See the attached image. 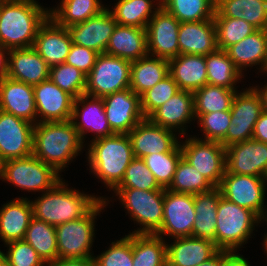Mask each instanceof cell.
Here are the masks:
<instances>
[{
    "instance_id": "cell-1",
    "label": "cell",
    "mask_w": 267,
    "mask_h": 266,
    "mask_svg": "<svg viewBox=\"0 0 267 266\" xmlns=\"http://www.w3.org/2000/svg\"><path fill=\"white\" fill-rule=\"evenodd\" d=\"M49 9L36 0H4L0 3V46L7 50L33 47Z\"/></svg>"
},
{
    "instance_id": "cell-2",
    "label": "cell",
    "mask_w": 267,
    "mask_h": 266,
    "mask_svg": "<svg viewBox=\"0 0 267 266\" xmlns=\"http://www.w3.org/2000/svg\"><path fill=\"white\" fill-rule=\"evenodd\" d=\"M83 144L71 120L34 124L32 154L59 174L82 152Z\"/></svg>"
},
{
    "instance_id": "cell-3",
    "label": "cell",
    "mask_w": 267,
    "mask_h": 266,
    "mask_svg": "<svg viewBox=\"0 0 267 266\" xmlns=\"http://www.w3.org/2000/svg\"><path fill=\"white\" fill-rule=\"evenodd\" d=\"M61 180L54 188L30 200L33 217L52 226H57L87 215L103 196L89 195L79 190L68 188Z\"/></svg>"
},
{
    "instance_id": "cell-4",
    "label": "cell",
    "mask_w": 267,
    "mask_h": 266,
    "mask_svg": "<svg viewBox=\"0 0 267 266\" xmlns=\"http://www.w3.org/2000/svg\"><path fill=\"white\" fill-rule=\"evenodd\" d=\"M86 155L89 172L100 179L110 191L123 180L126 168L135 158L128 134H113L90 140Z\"/></svg>"
},
{
    "instance_id": "cell-5",
    "label": "cell",
    "mask_w": 267,
    "mask_h": 266,
    "mask_svg": "<svg viewBox=\"0 0 267 266\" xmlns=\"http://www.w3.org/2000/svg\"><path fill=\"white\" fill-rule=\"evenodd\" d=\"M260 218L251 210L220 197L217 216L215 246L219 250L237 251L251 238Z\"/></svg>"
},
{
    "instance_id": "cell-6",
    "label": "cell",
    "mask_w": 267,
    "mask_h": 266,
    "mask_svg": "<svg viewBox=\"0 0 267 266\" xmlns=\"http://www.w3.org/2000/svg\"><path fill=\"white\" fill-rule=\"evenodd\" d=\"M109 204L102 199L87 215L55 226L59 259H85L94 257L95 220Z\"/></svg>"
},
{
    "instance_id": "cell-7",
    "label": "cell",
    "mask_w": 267,
    "mask_h": 266,
    "mask_svg": "<svg viewBox=\"0 0 267 266\" xmlns=\"http://www.w3.org/2000/svg\"><path fill=\"white\" fill-rule=\"evenodd\" d=\"M114 195L140 227L134 234H156L162 225L164 190H141L135 188H115Z\"/></svg>"
},
{
    "instance_id": "cell-8",
    "label": "cell",
    "mask_w": 267,
    "mask_h": 266,
    "mask_svg": "<svg viewBox=\"0 0 267 266\" xmlns=\"http://www.w3.org/2000/svg\"><path fill=\"white\" fill-rule=\"evenodd\" d=\"M63 178L51 166L33 154L4 162L1 180L28 192H46Z\"/></svg>"
},
{
    "instance_id": "cell-9",
    "label": "cell",
    "mask_w": 267,
    "mask_h": 266,
    "mask_svg": "<svg viewBox=\"0 0 267 266\" xmlns=\"http://www.w3.org/2000/svg\"><path fill=\"white\" fill-rule=\"evenodd\" d=\"M131 63L126 59L100 53L86 76L85 94L102 98L130 88Z\"/></svg>"
},
{
    "instance_id": "cell-10",
    "label": "cell",
    "mask_w": 267,
    "mask_h": 266,
    "mask_svg": "<svg viewBox=\"0 0 267 266\" xmlns=\"http://www.w3.org/2000/svg\"><path fill=\"white\" fill-rule=\"evenodd\" d=\"M182 157L214 186L219 187L226 171V148L217 141L195 135L179 142Z\"/></svg>"
},
{
    "instance_id": "cell-11",
    "label": "cell",
    "mask_w": 267,
    "mask_h": 266,
    "mask_svg": "<svg viewBox=\"0 0 267 266\" xmlns=\"http://www.w3.org/2000/svg\"><path fill=\"white\" fill-rule=\"evenodd\" d=\"M263 111L259 93L252 86L236 92L231 105V124L220 143L226 148L252 139L254 127Z\"/></svg>"
},
{
    "instance_id": "cell-12",
    "label": "cell",
    "mask_w": 267,
    "mask_h": 266,
    "mask_svg": "<svg viewBox=\"0 0 267 266\" xmlns=\"http://www.w3.org/2000/svg\"><path fill=\"white\" fill-rule=\"evenodd\" d=\"M266 183L267 179L263 177L225 171L218 188L225 199L253 211L260 218L266 208L264 205Z\"/></svg>"
},
{
    "instance_id": "cell-13",
    "label": "cell",
    "mask_w": 267,
    "mask_h": 266,
    "mask_svg": "<svg viewBox=\"0 0 267 266\" xmlns=\"http://www.w3.org/2000/svg\"><path fill=\"white\" fill-rule=\"evenodd\" d=\"M194 195L164 190L163 220L156 235L172 238L192 236Z\"/></svg>"
},
{
    "instance_id": "cell-14",
    "label": "cell",
    "mask_w": 267,
    "mask_h": 266,
    "mask_svg": "<svg viewBox=\"0 0 267 266\" xmlns=\"http://www.w3.org/2000/svg\"><path fill=\"white\" fill-rule=\"evenodd\" d=\"M179 27L178 19L162 6L159 7L146 27L148 54L167 60L177 57Z\"/></svg>"
},
{
    "instance_id": "cell-15",
    "label": "cell",
    "mask_w": 267,
    "mask_h": 266,
    "mask_svg": "<svg viewBox=\"0 0 267 266\" xmlns=\"http://www.w3.org/2000/svg\"><path fill=\"white\" fill-rule=\"evenodd\" d=\"M104 112L115 134H128L144 119L140 96L127 88L102 97Z\"/></svg>"
},
{
    "instance_id": "cell-16",
    "label": "cell",
    "mask_w": 267,
    "mask_h": 266,
    "mask_svg": "<svg viewBox=\"0 0 267 266\" xmlns=\"http://www.w3.org/2000/svg\"><path fill=\"white\" fill-rule=\"evenodd\" d=\"M33 130L34 124L0 110V156L4 162L32 154Z\"/></svg>"
},
{
    "instance_id": "cell-17",
    "label": "cell",
    "mask_w": 267,
    "mask_h": 266,
    "mask_svg": "<svg viewBox=\"0 0 267 266\" xmlns=\"http://www.w3.org/2000/svg\"><path fill=\"white\" fill-rule=\"evenodd\" d=\"M226 172L267 179V143L254 139L226 147Z\"/></svg>"
},
{
    "instance_id": "cell-18",
    "label": "cell",
    "mask_w": 267,
    "mask_h": 266,
    "mask_svg": "<svg viewBox=\"0 0 267 266\" xmlns=\"http://www.w3.org/2000/svg\"><path fill=\"white\" fill-rule=\"evenodd\" d=\"M71 121L83 143L88 132L96 135L92 141L114 134L104 112L103 99L99 97L84 94L74 99Z\"/></svg>"
},
{
    "instance_id": "cell-19",
    "label": "cell",
    "mask_w": 267,
    "mask_h": 266,
    "mask_svg": "<svg viewBox=\"0 0 267 266\" xmlns=\"http://www.w3.org/2000/svg\"><path fill=\"white\" fill-rule=\"evenodd\" d=\"M175 133L144 118L128 133L134 157L170 152L180 142Z\"/></svg>"
},
{
    "instance_id": "cell-20",
    "label": "cell",
    "mask_w": 267,
    "mask_h": 266,
    "mask_svg": "<svg viewBox=\"0 0 267 266\" xmlns=\"http://www.w3.org/2000/svg\"><path fill=\"white\" fill-rule=\"evenodd\" d=\"M33 90L37 123L71 120L74 98L50 78L34 85Z\"/></svg>"
},
{
    "instance_id": "cell-21",
    "label": "cell",
    "mask_w": 267,
    "mask_h": 266,
    "mask_svg": "<svg viewBox=\"0 0 267 266\" xmlns=\"http://www.w3.org/2000/svg\"><path fill=\"white\" fill-rule=\"evenodd\" d=\"M117 26L109 7L85 22L67 27L73 44L86 47L96 52L105 53L110 37Z\"/></svg>"
},
{
    "instance_id": "cell-22",
    "label": "cell",
    "mask_w": 267,
    "mask_h": 266,
    "mask_svg": "<svg viewBox=\"0 0 267 266\" xmlns=\"http://www.w3.org/2000/svg\"><path fill=\"white\" fill-rule=\"evenodd\" d=\"M72 44L67 28L59 26L49 16L39 27L33 48L49 67H53L66 61Z\"/></svg>"
},
{
    "instance_id": "cell-23",
    "label": "cell",
    "mask_w": 267,
    "mask_h": 266,
    "mask_svg": "<svg viewBox=\"0 0 267 266\" xmlns=\"http://www.w3.org/2000/svg\"><path fill=\"white\" fill-rule=\"evenodd\" d=\"M195 118L193 92L187 90H180L148 117L154 124L178 131L180 136L187 133L186 124Z\"/></svg>"
},
{
    "instance_id": "cell-24",
    "label": "cell",
    "mask_w": 267,
    "mask_h": 266,
    "mask_svg": "<svg viewBox=\"0 0 267 266\" xmlns=\"http://www.w3.org/2000/svg\"><path fill=\"white\" fill-rule=\"evenodd\" d=\"M0 110L37 124L33 86L9 77L0 81Z\"/></svg>"
},
{
    "instance_id": "cell-25",
    "label": "cell",
    "mask_w": 267,
    "mask_h": 266,
    "mask_svg": "<svg viewBox=\"0 0 267 266\" xmlns=\"http://www.w3.org/2000/svg\"><path fill=\"white\" fill-rule=\"evenodd\" d=\"M49 73L47 62L33 47L9 50L7 77L34 86L49 79Z\"/></svg>"
},
{
    "instance_id": "cell-26",
    "label": "cell",
    "mask_w": 267,
    "mask_h": 266,
    "mask_svg": "<svg viewBox=\"0 0 267 266\" xmlns=\"http://www.w3.org/2000/svg\"><path fill=\"white\" fill-rule=\"evenodd\" d=\"M179 54L206 56L218 49L214 19L181 22L178 31Z\"/></svg>"
},
{
    "instance_id": "cell-27",
    "label": "cell",
    "mask_w": 267,
    "mask_h": 266,
    "mask_svg": "<svg viewBox=\"0 0 267 266\" xmlns=\"http://www.w3.org/2000/svg\"><path fill=\"white\" fill-rule=\"evenodd\" d=\"M166 244L167 266H196L207 261L219 249L208 239L193 236L173 238Z\"/></svg>"
},
{
    "instance_id": "cell-28",
    "label": "cell",
    "mask_w": 267,
    "mask_h": 266,
    "mask_svg": "<svg viewBox=\"0 0 267 266\" xmlns=\"http://www.w3.org/2000/svg\"><path fill=\"white\" fill-rule=\"evenodd\" d=\"M226 52L241 73L248 67L258 65L259 72L266 74L267 30H256L238 43L229 46Z\"/></svg>"
},
{
    "instance_id": "cell-29",
    "label": "cell",
    "mask_w": 267,
    "mask_h": 266,
    "mask_svg": "<svg viewBox=\"0 0 267 266\" xmlns=\"http://www.w3.org/2000/svg\"><path fill=\"white\" fill-rule=\"evenodd\" d=\"M0 239L7 244L23 240L33 218L30 199L16 198L0 207Z\"/></svg>"
},
{
    "instance_id": "cell-30",
    "label": "cell",
    "mask_w": 267,
    "mask_h": 266,
    "mask_svg": "<svg viewBox=\"0 0 267 266\" xmlns=\"http://www.w3.org/2000/svg\"><path fill=\"white\" fill-rule=\"evenodd\" d=\"M106 54L136 61L148 54L146 29L134 26L115 27L105 50Z\"/></svg>"
},
{
    "instance_id": "cell-31",
    "label": "cell",
    "mask_w": 267,
    "mask_h": 266,
    "mask_svg": "<svg viewBox=\"0 0 267 266\" xmlns=\"http://www.w3.org/2000/svg\"><path fill=\"white\" fill-rule=\"evenodd\" d=\"M168 63L169 74L180 90L194 92L207 84L205 56L179 54Z\"/></svg>"
},
{
    "instance_id": "cell-32",
    "label": "cell",
    "mask_w": 267,
    "mask_h": 266,
    "mask_svg": "<svg viewBox=\"0 0 267 266\" xmlns=\"http://www.w3.org/2000/svg\"><path fill=\"white\" fill-rule=\"evenodd\" d=\"M221 190L215 187L209 192L194 195L195 220L192 236L208 239L215 244L216 216Z\"/></svg>"
},
{
    "instance_id": "cell-33",
    "label": "cell",
    "mask_w": 267,
    "mask_h": 266,
    "mask_svg": "<svg viewBox=\"0 0 267 266\" xmlns=\"http://www.w3.org/2000/svg\"><path fill=\"white\" fill-rule=\"evenodd\" d=\"M214 17L241 18L257 30H267V0H216Z\"/></svg>"
},
{
    "instance_id": "cell-34",
    "label": "cell",
    "mask_w": 267,
    "mask_h": 266,
    "mask_svg": "<svg viewBox=\"0 0 267 266\" xmlns=\"http://www.w3.org/2000/svg\"><path fill=\"white\" fill-rule=\"evenodd\" d=\"M169 74L167 59L147 54L133 61L130 69V88L141 96Z\"/></svg>"
},
{
    "instance_id": "cell-35",
    "label": "cell",
    "mask_w": 267,
    "mask_h": 266,
    "mask_svg": "<svg viewBox=\"0 0 267 266\" xmlns=\"http://www.w3.org/2000/svg\"><path fill=\"white\" fill-rule=\"evenodd\" d=\"M59 4L56 8H49V16L66 28L85 22L107 8L101 0H61Z\"/></svg>"
},
{
    "instance_id": "cell-36",
    "label": "cell",
    "mask_w": 267,
    "mask_h": 266,
    "mask_svg": "<svg viewBox=\"0 0 267 266\" xmlns=\"http://www.w3.org/2000/svg\"><path fill=\"white\" fill-rule=\"evenodd\" d=\"M155 1H157V3ZM155 1L118 0V2L113 5L114 8L112 7V10L109 9V11L113 14L118 25L146 29L151 17L155 14L157 9L161 7V0Z\"/></svg>"
},
{
    "instance_id": "cell-37",
    "label": "cell",
    "mask_w": 267,
    "mask_h": 266,
    "mask_svg": "<svg viewBox=\"0 0 267 266\" xmlns=\"http://www.w3.org/2000/svg\"><path fill=\"white\" fill-rule=\"evenodd\" d=\"M207 84L228 89H236L237 82L243 78L226 50L217 49L205 56Z\"/></svg>"
},
{
    "instance_id": "cell-38",
    "label": "cell",
    "mask_w": 267,
    "mask_h": 266,
    "mask_svg": "<svg viewBox=\"0 0 267 266\" xmlns=\"http://www.w3.org/2000/svg\"><path fill=\"white\" fill-rule=\"evenodd\" d=\"M165 238L133 233V266H166Z\"/></svg>"
},
{
    "instance_id": "cell-39",
    "label": "cell",
    "mask_w": 267,
    "mask_h": 266,
    "mask_svg": "<svg viewBox=\"0 0 267 266\" xmlns=\"http://www.w3.org/2000/svg\"><path fill=\"white\" fill-rule=\"evenodd\" d=\"M23 240L34 248L46 264L58 259L55 226L33 217Z\"/></svg>"
},
{
    "instance_id": "cell-40",
    "label": "cell",
    "mask_w": 267,
    "mask_h": 266,
    "mask_svg": "<svg viewBox=\"0 0 267 266\" xmlns=\"http://www.w3.org/2000/svg\"><path fill=\"white\" fill-rule=\"evenodd\" d=\"M238 90L206 84L193 92L194 114H209L231 110L233 98Z\"/></svg>"
},
{
    "instance_id": "cell-41",
    "label": "cell",
    "mask_w": 267,
    "mask_h": 266,
    "mask_svg": "<svg viewBox=\"0 0 267 266\" xmlns=\"http://www.w3.org/2000/svg\"><path fill=\"white\" fill-rule=\"evenodd\" d=\"M161 6L181 22L214 18L216 0H161Z\"/></svg>"
},
{
    "instance_id": "cell-42",
    "label": "cell",
    "mask_w": 267,
    "mask_h": 266,
    "mask_svg": "<svg viewBox=\"0 0 267 266\" xmlns=\"http://www.w3.org/2000/svg\"><path fill=\"white\" fill-rule=\"evenodd\" d=\"M214 188L206 177L182 157L177 164L172 183L167 189L175 193L196 195Z\"/></svg>"
},
{
    "instance_id": "cell-43",
    "label": "cell",
    "mask_w": 267,
    "mask_h": 266,
    "mask_svg": "<svg viewBox=\"0 0 267 266\" xmlns=\"http://www.w3.org/2000/svg\"><path fill=\"white\" fill-rule=\"evenodd\" d=\"M181 158L182 152L178 143L170 152L150 154L145 156L143 160L159 185L167 189L172 183L177 164Z\"/></svg>"
},
{
    "instance_id": "cell-44",
    "label": "cell",
    "mask_w": 267,
    "mask_h": 266,
    "mask_svg": "<svg viewBox=\"0 0 267 266\" xmlns=\"http://www.w3.org/2000/svg\"><path fill=\"white\" fill-rule=\"evenodd\" d=\"M213 19L218 49L226 50L257 30L241 18L214 17Z\"/></svg>"
},
{
    "instance_id": "cell-45",
    "label": "cell",
    "mask_w": 267,
    "mask_h": 266,
    "mask_svg": "<svg viewBox=\"0 0 267 266\" xmlns=\"http://www.w3.org/2000/svg\"><path fill=\"white\" fill-rule=\"evenodd\" d=\"M50 80L74 99L85 94L86 75L76 67L62 63L50 67Z\"/></svg>"
},
{
    "instance_id": "cell-46",
    "label": "cell",
    "mask_w": 267,
    "mask_h": 266,
    "mask_svg": "<svg viewBox=\"0 0 267 266\" xmlns=\"http://www.w3.org/2000/svg\"><path fill=\"white\" fill-rule=\"evenodd\" d=\"M180 91L178 84L168 74L140 96L141 111L148 118L156 109Z\"/></svg>"
},
{
    "instance_id": "cell-47",
    "label": "cell",
    "mask_w": 267,
    "mask_h": 266,
    "mask_svg": "<svg viewBox=\"0 0 267 266\" xmlns=\"http://www.w3.org/2000/svg\"><path fill=\"white\" fill-rule=\"evenodd\" d=\"M116 188H135L141 190H165L156 181L142 158H134L126 168L123 180Z\"/></svg>"
},
{
    "instance_id": "cell-48",
    "label": "cell",
    "mask_w": 267,
    "mask_h": 266,
    "mask_svg": "<svg viewBox=\"0 0 267 266\" xmlns=\"http://www.w3.org/2000/svg\"><path fill=\"white\" fill-rule=\"evenodd\" d=\"M94 259L96 266H133V233L115 240Z\"/></svg>"
},
{
    "instance_id": "cell-49",
    "label": "cell",
    "mask_w": 267,
    "mask_h": 266,
    "mask_svg": "<svg viewBox=\"0 0 267 266\" xmlns=\"http://www.w3.org/2000/svg\"><path fill=\"white\" fill-rule=\"evenodd\" d=\"M195 117L203 131L204 140L220 142L226 136L231 124L230 110L209 114H195Z\"/></svg>"
},
{
    "instance_id": "cell-50",
    "label": "cell",
    "mask_w": 267,
    "mask_h": 266,
    "mask_svg": "<svg viewBox=\"0 0 267 266\" xmlns=\"http://www.w3.org/2000/svg\"><path fill=\"white\" fill-rule=\"evenodd\" d=\"M5 245L8 251L6 253L1 251V253L11 266H46L44 260L26 241H12Z\"/></svg>"
},
{
    "instance_id": "cell-51",
    "label": "cell",
    "mask_w": 267,
    "mask_h": 266,
    "mask_svg": "<svg viewBox=\"0 0 267 266\" xmlns=\"http://www.w3.org/2000/svg\"><path fill=\"white\" fill-rule=\"evenodd\" d=\"M98 52L77 44H72L65 63L82 71L86 76L93 68Z\"/></svg>"
},
{
    "instance_id": "cell-52",
    "label": "cell",
    "mask_w": 267,
    "mask_h": 266,
    "mask_svg": "<svg viewBox=\"0 0 267 266\" xmlns=\"http://www.w3.org/2000/svg\"><path fill=\"white\" fill-rule=\"evenodd\" d=\"M252 139L267 143V112L262 111L257 120Z\"/></svg>"
},
{
    "instance_id": "cell-53",
    "label": "cell",
    "mask_w": 267,
    "mask_h": 266,
    "mask_svg": "<svg viewBox=\"0 0 267 266\" xmlns=\"http://www.w3.org/2000/svg\"><path fill=\"white\" fill-rule=\"evenodd\" d=\"M46 266H96L94 257L85 259H56L49 262Z\"/></svg>"
},
{
    "instance_id": "cell-54",
    "label": "cell",
    "mask_w": 267,
    "mask_h": 266,
    "mask_svg": "<svg viewBox=\"0 0 267 266\" xmlns=\"http://www.w3.org/2000/svg\"><path fill=\"white\" fill-rule=\"evenodd\" d=\"M237 251L223 250L222 266H251L243 255L236 253Z\"/></svg>"
},
{
    "instance_id": "cell-55",
    "label": "cell",
    "mask_w": 267,
    "mask_h": 266,
    "mask_svg": "<svg viewBox=\"0 0 267 266\" xmlns=\"http://www.w3.org/2000/svg\"><path fill=\"white\" fill-rule=\"evenodd\" d=\"M9 50L0 46V81L7 77Z\"/></svg>"
},
{
    "instance_id": "cell-56",
    "label": "cell",
    "mask_w": 267,
    "mask_h": 266,
    "mask_svg": "<svg viewBox=\"0 0 267 266\" xmlns=\"http://www.w3.org/2000/svg\"><path fill=\"white\" fill-rule=\"evenodd\" d=\"M223 264V250H218L207 261L200 263L196 266H222Z\"/></svg>"
},
{
    "instance_id": "cell-57",
    "label": "cell",
    "mask_w": 267,
    "mask_h": 266,
    "mask_svg": "<svg viewBox=\"0 0 267 266\" xmlns=\"http://www.w3.org/2000/svg\"><path fill=\"white\" fill-rule=\"evenodd\" d=\"M253 87L256 89V91L260 95L263 111L267 112V84L263 85V87L261 86V88L259 87V85L258 86L256 85V87L255 86Z\"/></svg>"
},
{
    "instance_id": "cell-58",
    "label": "cell",
    "mask_w": 267,
    "mask_h": 266,
    "mask_svg": "<svg viewBox=\"0 0 267 266\" xmlns=\"http://www.w3.org/2000/svg\"><path fill=\"white\" fill-rule=\"evenodd\" d=\"M0 266H11L3 254L0 255Z\"/></svg>"
},
{
    "instance_id": "cell-59",
    "label": "cell",
    "mask_w": 267,
    "mask_h": 266,
    "mask_svg": "<svg viewBox=\"0 0 267 266\" xmlns=\"http://www.w3.org/2000/svg\"><path fill=\"white\" fill-rule=\"evenodd\" d=\"M264 238H263V247H264V253H266V255H267V233L263 236Z\"/></svg>"
},
{
    "instance_id": "cell-60",
    "label": "cell",
    "mask_w": 267,
    "mask_h": 266,
    "mask_svg": "<svg viewBox=\"0 0 267 266\" xmlns=\"http://www.w3.org/2000/svg\"><path fill=\"white\" fill-rule=\"evenodd\" d=\"M267 222V208L264 209V212L262 214V216L260 217V222Z\"/></svg>"
},
{
    "instance_id": "cell-61",
    "label": "cell",
    "mask_w": 267,
    "mask_h": 266,
    "mask_svg": "<svg viewBox=\"0 0 267 266\" xmlns=\"http://www.w3.org/2000/svg\"><path fill=\"white\" fill-rule=\"evenodd\" d=\"M3 166H4V161L2 160V158L0 156V179H1L2 173H3Z\"/></svg>"
}]
</instances>
